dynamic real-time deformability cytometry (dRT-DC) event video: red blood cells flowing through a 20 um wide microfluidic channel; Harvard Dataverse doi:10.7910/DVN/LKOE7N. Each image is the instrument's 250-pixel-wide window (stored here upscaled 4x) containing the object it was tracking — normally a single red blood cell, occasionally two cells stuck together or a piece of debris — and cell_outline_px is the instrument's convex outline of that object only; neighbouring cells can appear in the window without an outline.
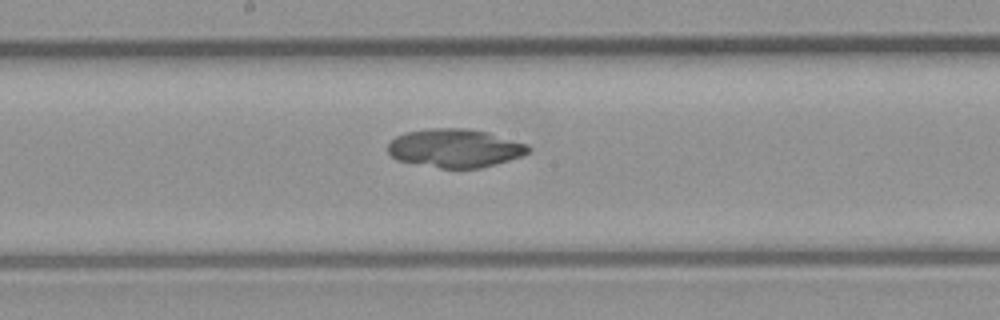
{"species": "common noctule bat (a hibernating species)", "species_latin": "Nyctalus noctula", "temperature_condition": "room temperature", "stored_images_in_passage": 48, "camera_frame_rate_fps": 3000, "um_per_image_px": 0.085, "animal": {"sex": "male", "body_mass_g": 23.1, "forearm_length_mm": 52.7}, "frame": {"image": 1, "passage_image": 26, "time_ms": 8.333, "image_size_px": [1000, 320], "cell_outline_px": [[532, 152], [508, 160], [480, 168], [440, 168], [396, 160], [388, 152], [388, 144], [396, 136], [404, 132], [432, 128], [464, 128], [488, 132], [528, 144], [532, 148]], "centroid_in_image_um": [38.68, 12.59], "position_along_channel_um": 209.5, "area_um2": 31.56}}
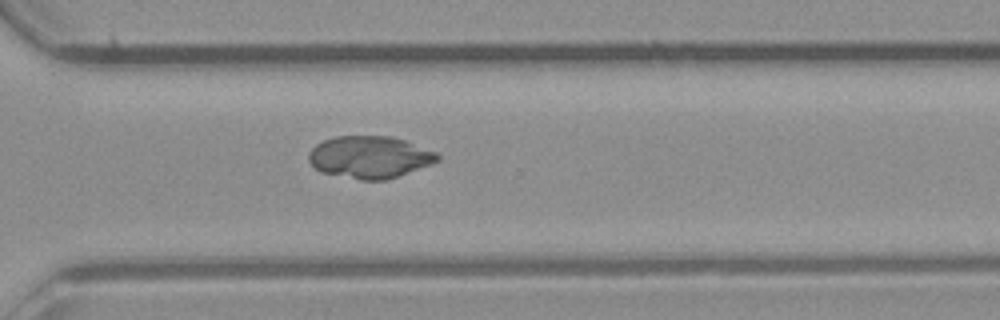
{"frame": {"image": 2, "passage_image": 35, "time_ms": 11.333, "image_size_px": [1000, 320], "cell_outline_px": [[440, 160], [432, 164], [384, 180], [360, 180], [320, 172], [308, 160], [308, 152], [316, 144], [324, 140], [336, 136], [392, 136], [404, 140], [436, 152], [440, 156]], "centroid_in_image_um": [31.41, 13.35], "position_along_channel_um": 339.2, "area_um2": 31.56}}
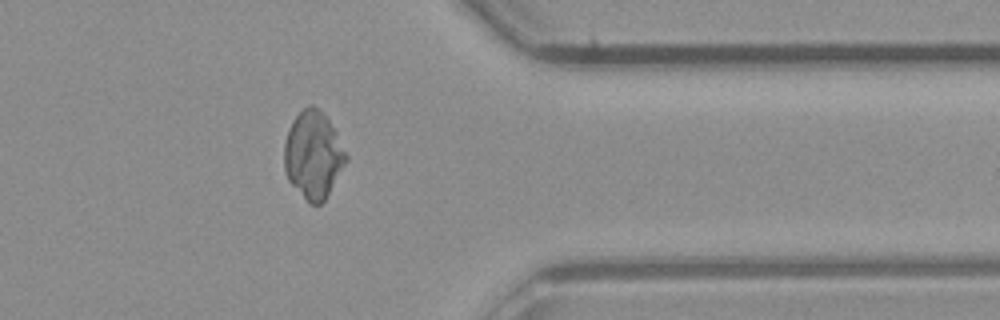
{"frame": {"image": 3, "passage_image": 39, "time_ms": 12.667, "image_size_px": [1000, 320], "cell_outline_px": [[348, 156], [344, 164], [324, 200], [320, 204], [308, 204], [288, 180], [284, 172], [284, 144], [288, 128], [292, 120], [308, 104], [312, 104], [328, 120], [336, 132]], "centroid_in_image_um": [26.58, 13.18], "position_along_channel_um": 384.8, "area_um2": 31.1}}